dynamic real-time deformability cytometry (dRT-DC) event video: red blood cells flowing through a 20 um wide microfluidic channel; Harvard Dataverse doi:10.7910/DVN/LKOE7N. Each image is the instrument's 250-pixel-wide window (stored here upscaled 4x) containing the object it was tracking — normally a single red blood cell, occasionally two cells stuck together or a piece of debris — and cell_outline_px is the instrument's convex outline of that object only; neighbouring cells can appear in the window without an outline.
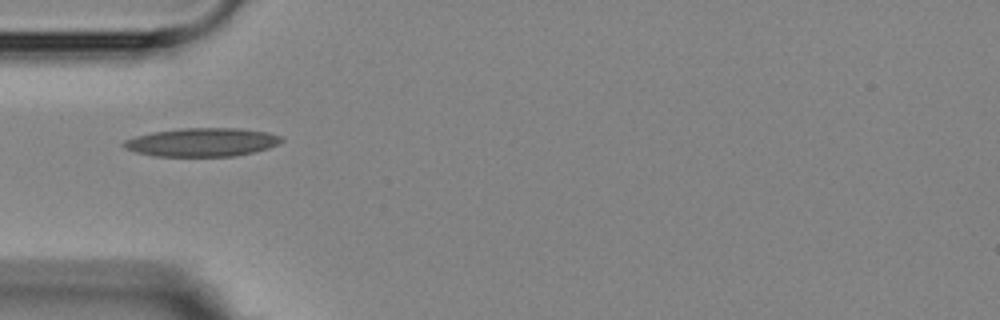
{"species": "Egyptian fruit bat (a non-hibernating species)", "species_latin": "Rousettus aegyptiacus", "temperature_condition": "room temperature", "stored_images_in_passage": 7, "camera_frame_rate_fps": 3000, "um_per_image_px": 0.085, "animal": {"sex": "female"}, "frame": {"image": 1, "passage_image": 5, "time_ms": 4.667, "image_size_px": [1000, 320], "cell_outline_px": [[284, 140], [268, 148], [236, 156], [152, 156], [136, 152], [124, 148], [120, 144], [124, 140], [136, 136], [152, 132], [180, 128], [240, 128], [268, 132], [280, 136]], "centroid_in_image_um": [17.13, 12.08], "position_along_channel_um": 67.9, "area_um2": 26.24}}
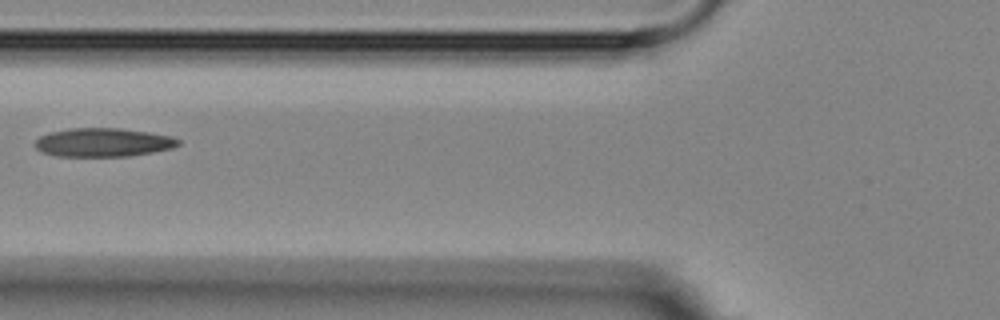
{"frame": {"image": 2, "passage_image": 6, "time_ms": 6.0, "image_size_px": [1000, 320], "cell_outline_px": [[180, 144], [172, 148], [152, 152], [128, 156], [56, 156], [40, 152], [36, 148], [36, 140], [40, 136], [48, 132], [68, 128], [120, 128], [148, 132], [172, 136], [180, 140]], "centroid_in_image_um": [8.75, 12.1], "position_along_channel_um": 117.1, "area_um2": 23.99}}
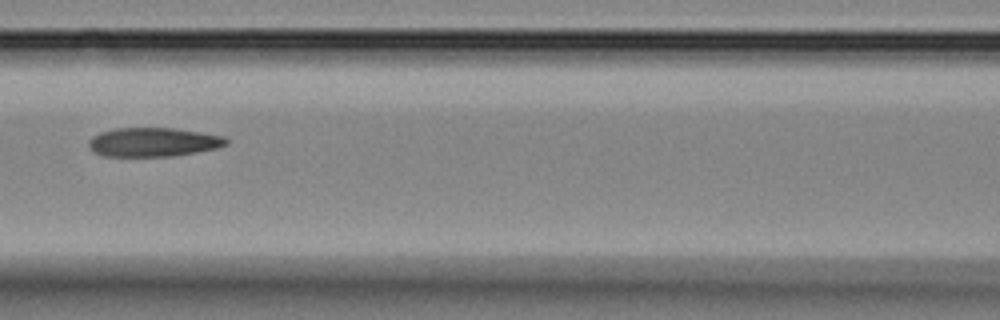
{"frame": {"image": 3, "passage_image": 7, "time_ms": 7.0, "image_size_px": [1000, 320], "cell_outline_px": [[228, 144], [216, 148], [196, 152], [172, 156], [104, 156], [92, 152], [88, 148], [88, 140], [92, 136], [100, 132], [116, 128], [172, 128], [200, 132], [224, 136], [228, 140]], "centroid_in_image_um": [12.98, 12.08], "position_along_channel_um": 153.6, "area_um2": 23.29}}